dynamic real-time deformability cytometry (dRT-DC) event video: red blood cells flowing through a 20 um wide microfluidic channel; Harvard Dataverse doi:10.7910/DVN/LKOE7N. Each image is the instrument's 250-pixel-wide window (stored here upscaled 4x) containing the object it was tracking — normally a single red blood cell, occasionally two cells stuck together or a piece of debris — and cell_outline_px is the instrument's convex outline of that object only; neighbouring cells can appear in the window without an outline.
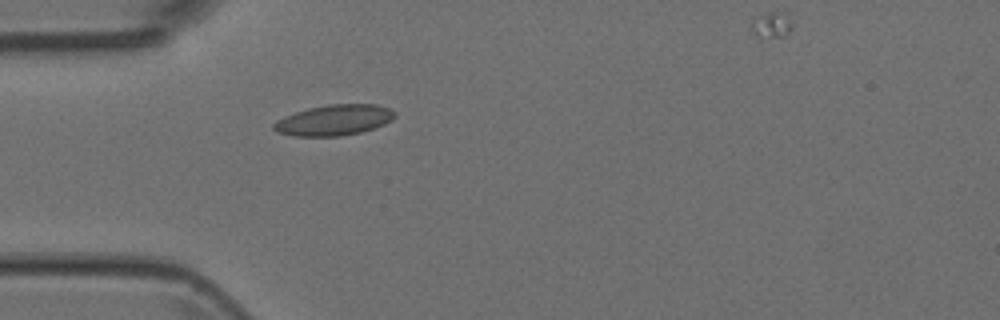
{"species": "Egyptian fruit bat (a non-hibernating species)", "species_latin": "Rousettus aegyptiacus", "temperature_condition": "room temperature", "stored_images_in_passage": 3, "camera_frame_rate_fps": 3000, "um_per_image_px": 0.085, "animal": {"sex": "female"}, "frame": {"image": 1, "passage_image": 3, "time_ms": 0.667, "image_size_px": [1000, 320], "cell_outline_px": [[396, 116], [392, 120], [384, 124], [360, 132], [340, 136], [292, 136], [276, 132], [272, 128], [272, 124], [276, 120], [284, 116], [308, 108], [328, 104], [376, 104], [388, 108], [396, 112]], "centroid_in_image_um": [28.37, 10.21], "position_along_channel_um": 56.6, "area_um2": 21.73}}